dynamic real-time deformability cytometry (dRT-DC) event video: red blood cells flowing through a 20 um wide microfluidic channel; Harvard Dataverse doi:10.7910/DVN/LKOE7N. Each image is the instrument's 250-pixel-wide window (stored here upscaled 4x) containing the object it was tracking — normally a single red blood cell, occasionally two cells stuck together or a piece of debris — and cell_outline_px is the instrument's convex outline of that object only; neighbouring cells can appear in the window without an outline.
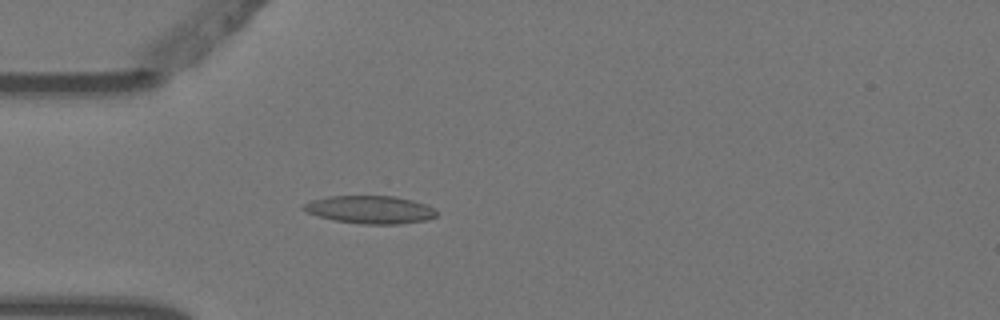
{"species": "Egyptian fruit bat (a non-hibernating species)", "species_latin": "Rousettus aegyptiacus", "temperature_condition": "warm", "stored_images_in_passage": 4, "camera_frame_rate_fps": 3000, "um_per_image_px": 0.085, "animal": {"sex": "female"}, "frame": {"image": 1, "passage_image": 4, "time_ms": 1.0, "image_size_px": [1000, 320], "cell_outline_px": [[436, 216], [428, 220], [400, 224], [360, 224], [336, 220], [320, 216], [308, 212], [300, 208], [304, 204], [312, 200], [328, 196], [392, 196], [412, 200], [424, 204], [432, 208], [436, 212]], "centroid_in_image_um": [31.46, 17.82], "position_along_channel_um": 53.5, "area_um2": 21.39}}